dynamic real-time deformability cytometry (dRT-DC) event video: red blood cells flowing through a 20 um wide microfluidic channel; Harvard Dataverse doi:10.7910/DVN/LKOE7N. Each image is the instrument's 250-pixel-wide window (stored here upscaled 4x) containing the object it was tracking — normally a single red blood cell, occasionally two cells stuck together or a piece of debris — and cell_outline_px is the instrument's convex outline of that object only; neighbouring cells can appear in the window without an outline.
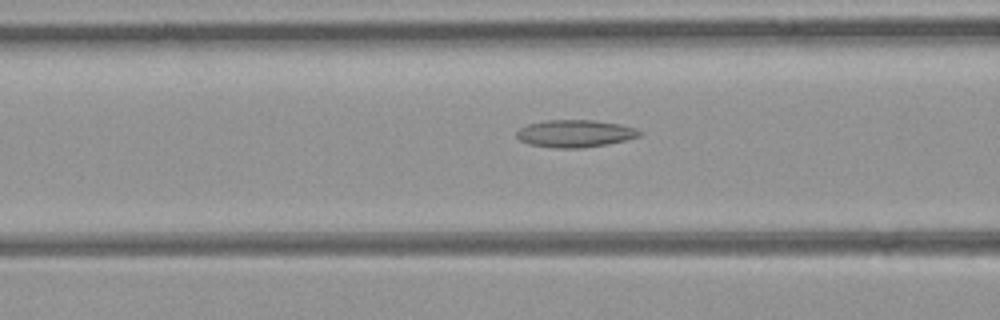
{"species": "common noctule bat (a hibernating species)", "species_latin": "Nyctalus noctula", "temperature_condition": "room temperature", "stored_images_in_passage": 31, "camera_frame_rate_fps": 3000, "um_per_image_px": 0.085, "animal": {"sex": "female", "body_mass_g": 21.9}, "frame": {"image": 1, "passage_image": 13, "time_ms": 4.0, "image_size_px": [1000, 320], "cell_outline_px": [[640, 136], [608, 144], [584, 148], [552, 148], [528, 144], [520, 140], [516, 136], [516, 132], [520, 128], [528, 124], [544, 120], [592, 120], [620, 124], [636, 128], [640, 132]], "centroid_in_image_um": [48.84, 11.35], "position_along_channel_um": 117.8, "area_um2": 19.65}}
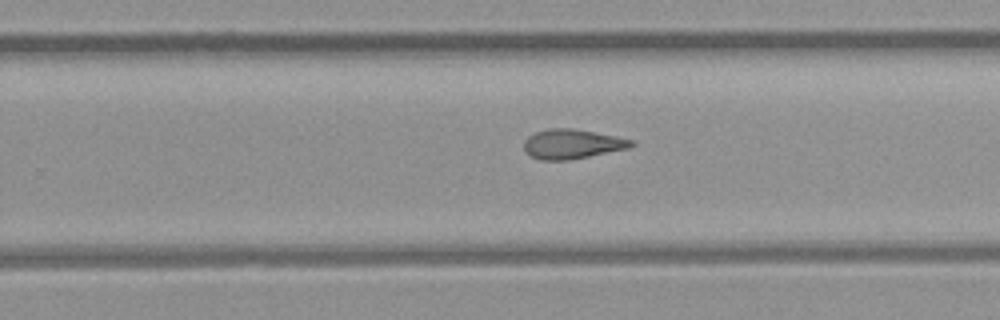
{"frame": {"image": 2, "passage_image": 24, "time_ms": 7.667, "image_size_px": [1000, 320], "cell_outline_px": [[636, 144], [628, 148], [568, 160], [540, 160], [532, 156], [524, 148], [524, 140], [528, 136], [536, 132], [548, 128], [576, 128], [616, 136], [632, 140]], "centroid_in_image_um": [48.63, 12.22], "position_along_channel_um": 281.2, "area_um2": 18.38}}
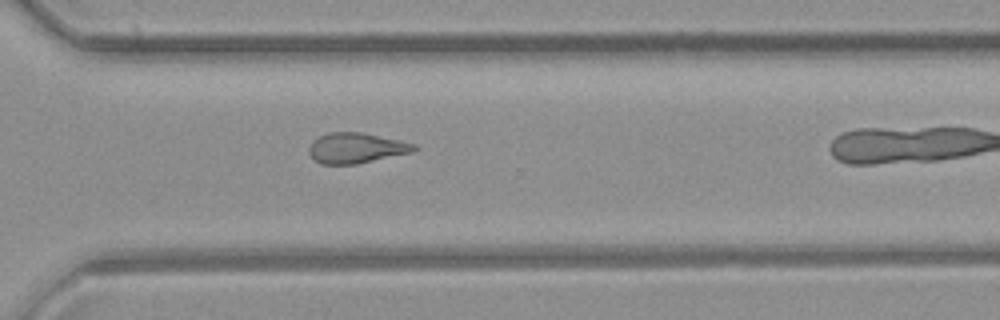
{"frame": {"image": 3, "passage_image": 28, "time_ms": 9.0, "image_size_px": [1000, 320], "cell_outline_px": [[416, 148], [412, 152], [356, 164], [320, 164], [308, 152], [308, 148], [312, 140], [328, 132], [360, 132], [416, 144]], "centroid_in_image_um": [30.22, 12.58], "position_along_channel_um": 340.4, "area_um2": 18.38}}